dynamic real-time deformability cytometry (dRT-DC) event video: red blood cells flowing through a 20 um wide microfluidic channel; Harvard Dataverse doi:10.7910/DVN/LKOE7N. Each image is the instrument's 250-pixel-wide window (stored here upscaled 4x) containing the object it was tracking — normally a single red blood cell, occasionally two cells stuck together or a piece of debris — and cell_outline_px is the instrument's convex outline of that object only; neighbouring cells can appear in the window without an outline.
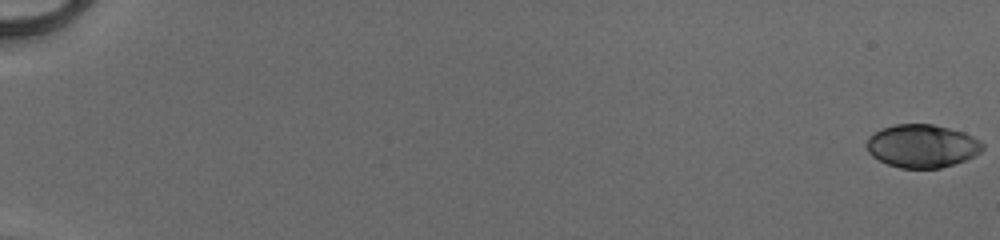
{"species": "human", "species_latin": "Homo sapiens", "temperature_condition": "cold", "stored_images_in_passage": 18, "camera_frame_rate_fps": 3000, "um_per_image_px": 0.085, "donor": {"sex": "male"}, "frame": {"image": 1, "passage_image": 1, "time_ms": 0.0, "image_size_px": [1000, 240], "cell_outline_px": [[984, 148], [980, 152], [964, 160], [940, 168], [900, 168], [888, 164], [872, 156], [868, 152], [864, 144], [868, 136], [884, 128], [896, 124], [932, 124], [964, 132], [980, 140], [984, 144]], "centroid_in_image_um": [78.35, 12.4], "position_along_channel_um": 6.6, "area_um2": 29.07}}